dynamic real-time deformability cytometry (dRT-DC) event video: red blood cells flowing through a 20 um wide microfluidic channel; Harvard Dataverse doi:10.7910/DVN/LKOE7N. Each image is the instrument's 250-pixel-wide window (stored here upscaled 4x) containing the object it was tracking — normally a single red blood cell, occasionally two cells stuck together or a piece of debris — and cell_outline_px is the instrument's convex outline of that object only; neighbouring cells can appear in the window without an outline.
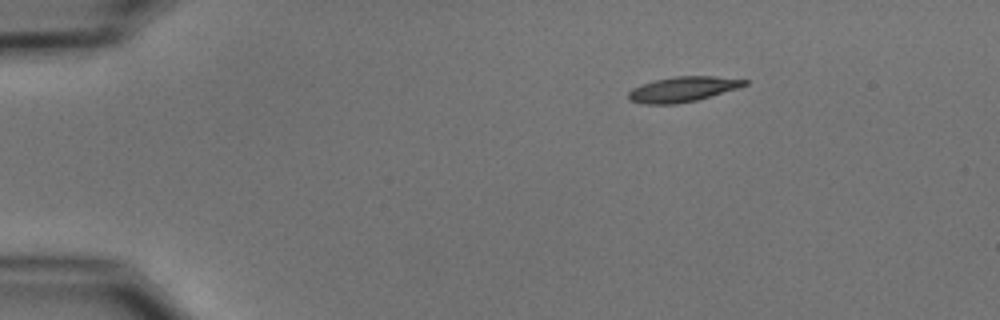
{"species": "common noctule bat (a hibernating species)", "species_latin": "Nyctalus noctula", "temperature_condition": "cold", "stored_images_in_passage": 3, "camera_frame_rate_fps": 3000, "um_per_image_px": 0.085, "animal": {"sex": "male", "body_mass_g": 15.6}, "frame": {"image": 1, "passage_image": 1, "time_ms": 0.0, "image_size_px": [1000, 320], "cell_outline_px": [[748, 84], [740, 88], [696, 100], [676, 104], [644, 104], [628, 100], [628, 92], [632, 88], [640, 84], [656, 80], [676, 76], [712, 76], [748, 80]], "centroid_in_image_um": [58.03, 7.59], "position_along_channel_um": 27.0, "area_um2": 17.05}}